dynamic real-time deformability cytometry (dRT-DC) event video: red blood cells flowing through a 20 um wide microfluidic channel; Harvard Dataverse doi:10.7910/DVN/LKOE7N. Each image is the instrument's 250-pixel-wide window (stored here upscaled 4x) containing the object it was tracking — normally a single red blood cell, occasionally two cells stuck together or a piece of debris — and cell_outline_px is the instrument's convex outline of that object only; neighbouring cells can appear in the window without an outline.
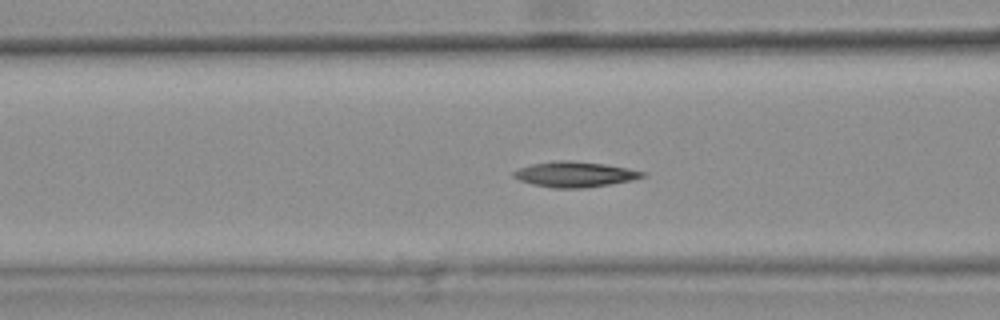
{"species": "common noctule bat (a hibernating species)", "species_latin": "Nyctalus noctula", "temperature_condition": "warm", "stored_images_in_passage": 43, "camera_frame_rate_fps": 3000, "um_per_image_px": 0.085, "animal": {"sex": "female", "body_mass_g": 25.1}, "frame": {"image": 1, "passage_image": 19, "time_ms": 6.0, "image_size_px": [1000, 320], "cell_outline_px": [[644, 176], [632, 180], [584, 188], [552, 188], [532, 184], [520, 180], [512, 176], [512, 172], [520, 168], [532, 164], [560, 160], [572, 160], [604, 164], [628, 168], [644, 172]], "centroid_in_image_um": [48.83, 14.81], "position_along_channel_um": 117.8, "area_um2": 18.9}, "authors_computed_cell_mechanics": {"area_um2": 18.6116, "velocity_mm_per_s": 3.7845, "shape_relaxation_time_tau1_ms": 8.7441, "shape_relaxation_time_tau2_ms": 8.8982, "deformation_change_tau1": 0.1865, "deformation_change_tau2": 0.1224}}